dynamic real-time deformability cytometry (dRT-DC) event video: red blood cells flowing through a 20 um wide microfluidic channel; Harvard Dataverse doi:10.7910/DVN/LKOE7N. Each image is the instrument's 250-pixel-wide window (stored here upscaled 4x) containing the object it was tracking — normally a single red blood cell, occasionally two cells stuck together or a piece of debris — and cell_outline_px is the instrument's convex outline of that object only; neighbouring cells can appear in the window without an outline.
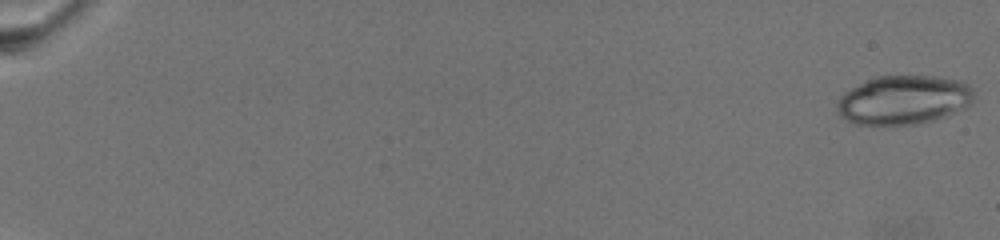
{"species": "common noctule bat (a hibernating species)", "species_latin": "Nyctalus noctula", "temperature_condition": "warm", "stored_images_in_passage": 71, "camera_frame_rate_fps": 3000, "um_per_image_px": 0.085, "animal": {"sex": "female", "body_mass_g": 19.5, "forearm_length_mm": 54.1}, "frame": {"image": 1, "passage_image": 1, "time_ms": 0.0, "image_size_px": [1000, 240], "cell_outline_px": [[972, 104], [956, 112], [936, 120], [920, 124], [856, 124], [844, 120], [836, 112], [836, 104], [844, 92], [876, 76], [936, 76], [964, 80], [972, 88]], "centroid_in_image_um": [76.83, 8.5], "position_along_channel_um": 8.2, "area_um2": 39.3}}
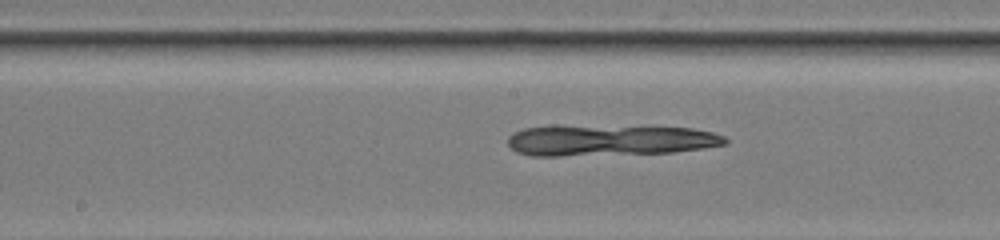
{"frame": {"image": 2, "passage_image": 41, "time_ms": 13.333, "image_size_px": [1000, 240], "cell_outline_px": [[728, 144], [704, 148], [672, 152], [560, 156], [532, 156], [516, 152], [508, 144], [508, 136], [512, 132], [524, 128], [648, 124], [652, 124], [692, 128], [712, 132], [724, 136], [728, 140]], "centroid_in_image_um": [51.92, 11.9], "position_along_channel_um": 196.3, "area_um2": 40.11}}
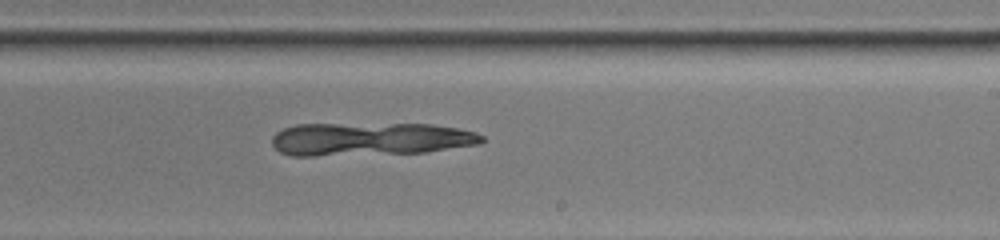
{"frame": {"image": 3, "passage_image": 47, "time_ms": 15.333, "image_size_px": [1000, 240], "cell_outline_px": [[484, 140], [480, 144], [424, 152], [312, 156], [292, 156], [280, 152], [272, 144], [272, 136], [276, 132], [284, 128], [296, 124], [432, 124], [456, 128], [476, 132], [484, 136]], "centroid_in_image_um": [31.44, 11.82], "position_along_channel_um": 257.6, "area_um2": 40.52}}